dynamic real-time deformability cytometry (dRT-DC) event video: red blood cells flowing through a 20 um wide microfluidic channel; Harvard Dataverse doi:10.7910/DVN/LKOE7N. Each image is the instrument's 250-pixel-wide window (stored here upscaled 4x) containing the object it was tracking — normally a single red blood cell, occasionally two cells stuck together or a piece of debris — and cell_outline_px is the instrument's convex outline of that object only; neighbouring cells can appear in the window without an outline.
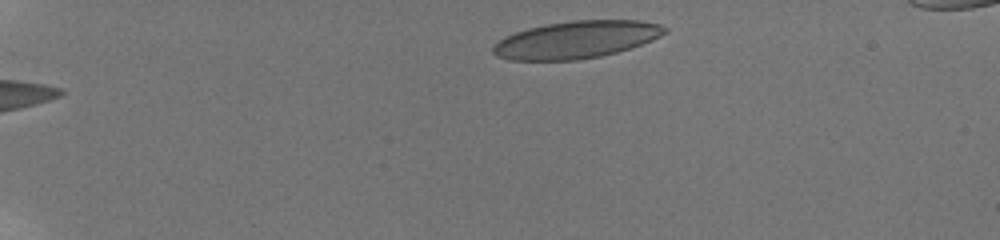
{"species": "human", "species_latin": "Homo sapiens", "temperature_condition": "room temperature", "stored_images_in_passage": 8, "camera_frame_rate_fps": 3000, "um_per_image_px": 0.085, "donor": {"sex": "male"}, "frame": {"image": 1, "passage_image": 1, "time_ms": 0.0, "image_size_px": [1000, 240], "cell_outline_px": [[668, 32], [652, 40], [616, 52], [600, 56], [576, 60], [512, 60], [496, 56], [492, 52], [492, 48], [504, 36], [528, 28], [548, 24], [572, 20], [636, 20], [660, 24], [668, 28]], "centroid_in_image_um": [48.99, 3.37], "position_along_channel_um": 36.0, "area_um2": 37.11}}
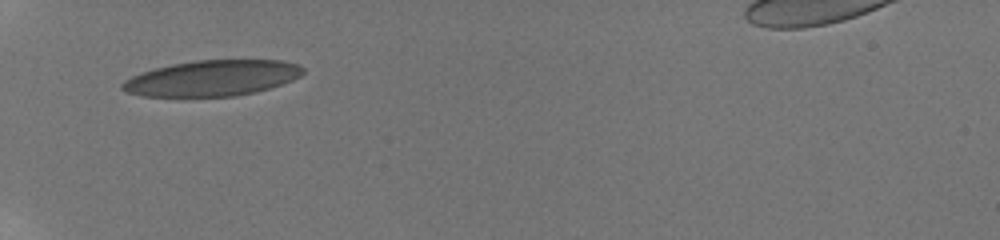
{"frame": {"image": 2, "passage_image": 6, "time_ms": 3.0, "image_size_px": [1000, 240], "cell_outline_px": [[304, 72], [300, 76], [292, 80], [256, 92], [236, 96], [140, 96], [124, 92], [120, 88], [120, 84], [124, 80], [140, 72], [172, 64], [196, 60], [284, 60], [300, 64], [304, 68]], "centroid_in_image_um": [18.02, 6.64], "position_along_channel_um": 67.0, "area_um2": 37.8}}